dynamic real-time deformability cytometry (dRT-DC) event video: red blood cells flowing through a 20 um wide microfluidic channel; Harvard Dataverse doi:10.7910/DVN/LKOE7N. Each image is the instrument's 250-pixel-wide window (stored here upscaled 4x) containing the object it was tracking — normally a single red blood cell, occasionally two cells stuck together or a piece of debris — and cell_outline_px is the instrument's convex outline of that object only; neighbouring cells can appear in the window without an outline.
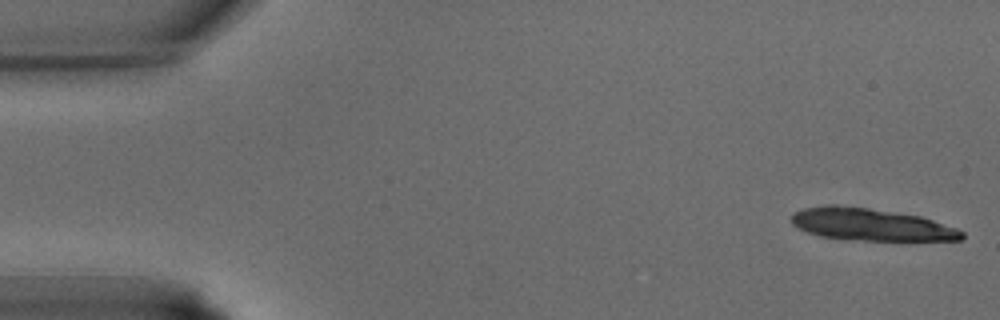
{"species": "common noctule bat (a hibernating species)", "species_latin": "Nyctalus noctula", "temperature_condition": "warm", "stored_images_in_passage": 37, "camera_frame_rate_fps": 3000, "um_per_image_px": 0.085, "animal": {"sex": "male", "body_mass_g": 15.6}, "frame": {"image": 1, "passage_image": 1, "time_ms": 0.0, "image_size_px": [1000, 320], "cell_outline_px": [[964, 236], [960, 240], [844, 240], [820, 236], [796, 228], [792, 224], [792, 212], [804, 208], [828, 204], [836, 204], [868, 208], [920, 216], [956, 228], [964, 232]], "centroid_in_image_um": [73.96, 19.08], "position_along_channel_um": 11.0, "area_um2": 32.02}}
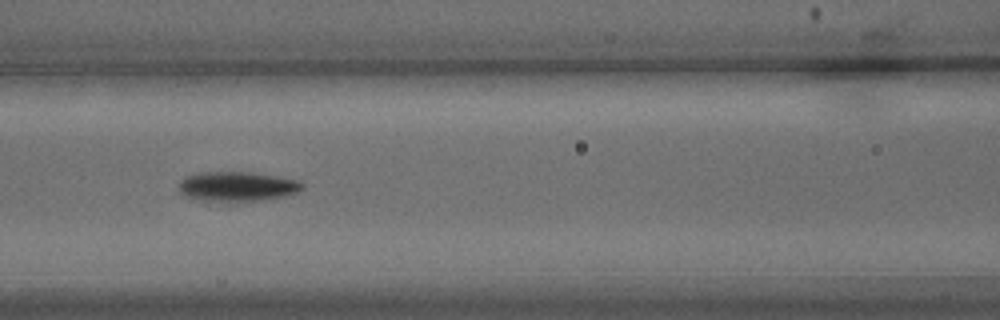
{"frame": {"image": 2, "passage_image": 16, "time_ms": 5.0, "image_size_px": [1000, 320], "cell_outline_px": [[304, 188], [296, 192], [268, 200], [200, 200], [184, 196], [180, 192], [180, 180], [184, 176], [200, 172], [252, 172], [296, 180], [304, 184]], "centroid_in_image_um": [20.13, 15.83], "position_along_channel_um": 146.5, "area_um2": 21.04}}
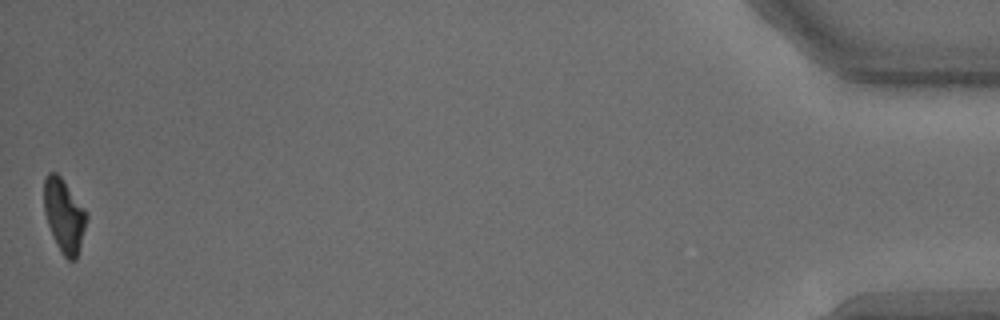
{"frame": {"image": 3, "passage_image": 37, "time_ms": 12.0, "image_size_px": [1000, 320], "cell_outline_px": [[88, 220], [76, 260], [68, 260], [60, 252], [52, 236], [44, 212], [44, 180], [48, 172], [56, 172], [60, 176], [88, 212]], "centroid_in_image_um": [5.46, 18.34], "position_along_channel_um": 429.7, "area_um2": 18.38}}